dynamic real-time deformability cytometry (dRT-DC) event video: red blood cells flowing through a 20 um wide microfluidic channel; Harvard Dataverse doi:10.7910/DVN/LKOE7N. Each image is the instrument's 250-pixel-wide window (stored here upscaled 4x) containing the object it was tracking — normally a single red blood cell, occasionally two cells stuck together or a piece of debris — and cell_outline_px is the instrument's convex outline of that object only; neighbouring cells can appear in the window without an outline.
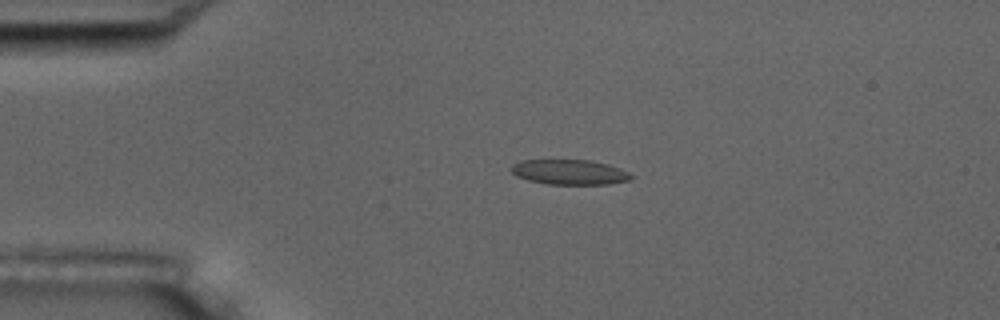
{"species": "common noctule bat (a hibernating species)", "species_latin": "Nyctalus noctula", "temperature_condition": "room temperature", "stored_images_in_passage": 4, "camera_frame_rate_fps": 3000, "um_per_image_px": 0.085, "animal": {"sex": "male", "body_mass_g": 17.5, "forearm_length_mm": 52.3}, "frame": {"image": 1, "passage_image": 3, "time_ms": 2.333, "image_size_px": [1000, 320], "cell_outline_px": [[632, 180], [608, 184], [548, 184], [528, 180], [516, 176], [508, 168], [512, 164], [520, 160], [592, 160], [608, 164], [620, 168], [628, 172], [632, 176]], "centroid_in_image_um": [48.39, 14.62], "position_along_channel_um": 36.6, "area_um2": 17.63}}